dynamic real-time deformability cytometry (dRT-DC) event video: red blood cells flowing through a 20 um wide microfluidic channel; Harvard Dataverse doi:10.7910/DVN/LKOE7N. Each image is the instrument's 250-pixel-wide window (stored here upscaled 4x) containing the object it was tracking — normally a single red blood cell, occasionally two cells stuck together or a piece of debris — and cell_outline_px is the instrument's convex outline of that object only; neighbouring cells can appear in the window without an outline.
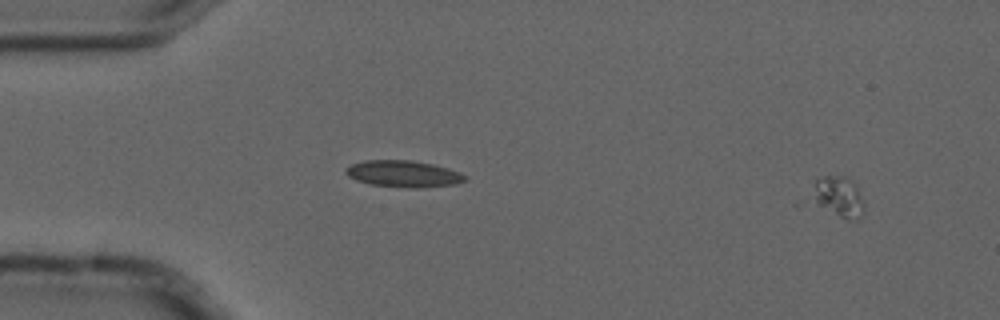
{"species": "common noctule bat (a hibernating species)", "species_latin": "Nyctalus noctula", "temperature_condition": "cold", "stored_images_in_passage": 7, "camera_frame_rate_fps": 3000, "um_per_image_px": 0.085, "animal": {"sex": "male", "forearm_length_mm": 52.5}, "frame": {"image": 1, "passage_image": 1, "time_ms": 0.0, "image_size_px": [1000, 320], "cell_outline_px": [[864, 212], [860, 220], [848, 220], [840, 216], [812, 200], [816, 180], [824, 176], [848, 176], [856, 184], [864, 204]], "centroid_in_image_um": [71.36, 16.72], "position_along_channel_um": 13.6, "area_um2": 12.08}}
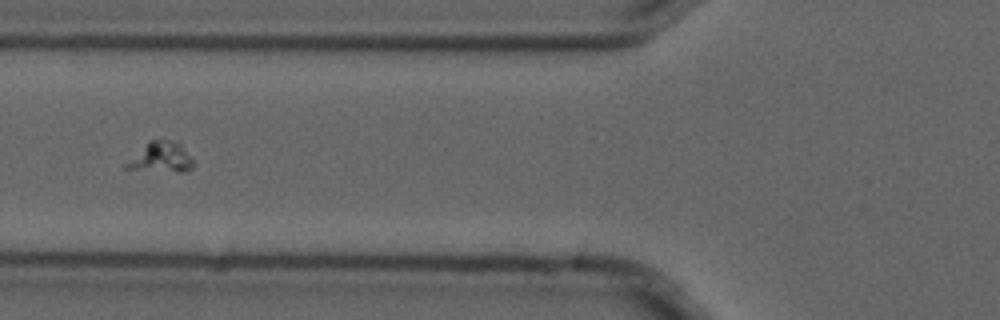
{"frame": {"image": 2, "passage_image": 6, "time_ms": 1.667, "image_size_px": [1000, 320], "cell_outline_px": [[196, 164], [188, 172], [180, 172], [124, 168], [124, 164], [148, 140], [164, 140], [180, 144]], "centroid_in_image_um": [13.69, 13.39], "position_along_channel_um": 112.1, "area_um2": 11.68}}
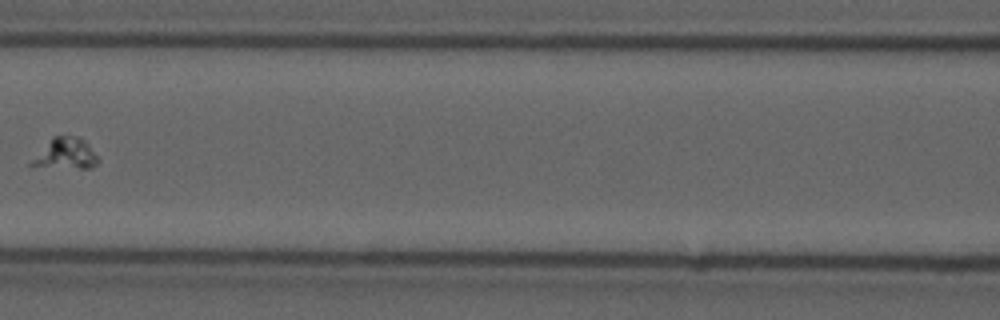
{"frame": {"image": 3, "passage_image": 7, "time_ms": 2.0, "image_size_px": [1000, 320], "cell_outline_px": [[100, 160], [92, 168], [80, 168], [28, 164], [52, 136], [80, 136], [88, 144]], "centroid_in_image_um": [5.63, 13.03], "position_along_channel_um": 161.0, "area_um2": 11.62}}